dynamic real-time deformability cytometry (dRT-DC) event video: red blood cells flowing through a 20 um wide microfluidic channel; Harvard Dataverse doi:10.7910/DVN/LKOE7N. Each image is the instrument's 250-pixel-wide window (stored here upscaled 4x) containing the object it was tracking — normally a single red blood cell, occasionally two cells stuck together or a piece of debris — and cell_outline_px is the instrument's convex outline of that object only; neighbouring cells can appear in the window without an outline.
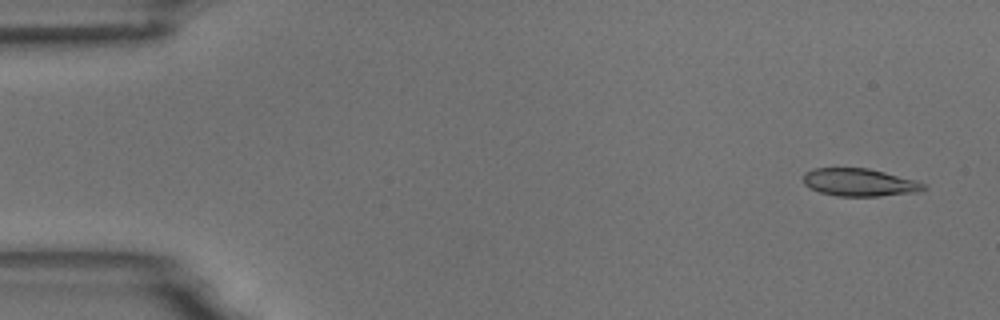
{"species": "common noctule bat (a hibernating species)", "species_latin": "Nyctalus noctula", "temperature_condition": "room temperature", "stored_images_in_passage": 5, "camera_frame_rate_fps": 3000, "um_per_image_px": 0.085, "animal": {"sex": "male", "body_mass_g": 18.8}, "frame": {"image": 1, "passage_image": 1, "time_ms": 0.0, "image_size_px": [1000, 320], "cell_outline_px": [[924, 188], [920, 192], [880, 196], [836, 196], [820, 192], [804, 184], [804, 172], [812, 168], [868, 168], [916, 180], [924, 184]], "centroid_in_image_um": [73.04, 15.5], "position_along_channel_um": 12.0, "area_um2": 19.36}}
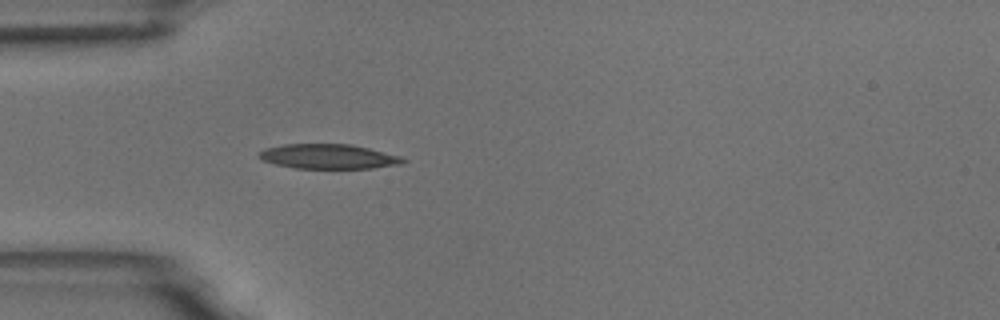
{"frame": {"image": 2, "passage_image": 5, "time_ms": 4.333, "image_size_px": [1000, 320], "cell_outline_px": [[408, 160], [404, 164], [372, 168], [296, 168], [276, 164], [264, 160], [256, 156], [264, 148], [284, 144], [352, 144], [404, 156]], "centroid_in_image_um": [28.0, 13.29], "position_along_channel_um": 57.0, "area_um2": 20.92}}